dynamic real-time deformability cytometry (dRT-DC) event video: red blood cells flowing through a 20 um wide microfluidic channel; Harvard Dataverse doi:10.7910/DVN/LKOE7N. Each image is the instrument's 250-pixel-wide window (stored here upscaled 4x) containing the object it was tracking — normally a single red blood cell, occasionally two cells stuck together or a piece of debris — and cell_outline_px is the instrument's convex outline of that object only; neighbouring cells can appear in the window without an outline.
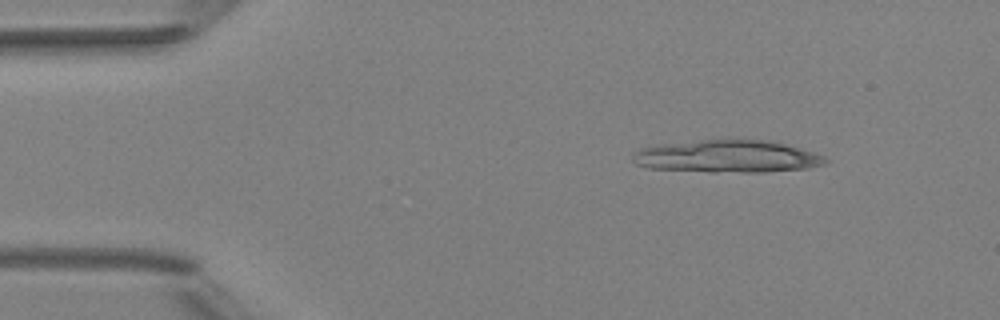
{"species": "Egyptian fruit bat (a non-hibernating species)", "species_latin": "Rousettus aegyptiacus", "temperature_condition": "room temperature", "stored_images_in_passage": 7, "segment_of_instrument_passage": [1, 2], "camera_frame_rate_fps": 3000, "um_per_image_px": 0.085, "animal": {"sex": "female"}, "frame": {"image": 1, "passage_image": 1, "time_ms": 0.0, "image_size_px": [1000, 320], "cell_outline_px": [[828, 160], [824, 164], [808, 168], [764, 172], [712, 172], [648, 168], [636, 164], [632, 160], [632, 156], [640, 148], [660, 144], [700, 140], [768, 140], [800, 148], [824, 156]], "centroid_in_image_um": [61.8, 13.3], "position_along_channel_um": 23.2, "area_um2": 36.3}}